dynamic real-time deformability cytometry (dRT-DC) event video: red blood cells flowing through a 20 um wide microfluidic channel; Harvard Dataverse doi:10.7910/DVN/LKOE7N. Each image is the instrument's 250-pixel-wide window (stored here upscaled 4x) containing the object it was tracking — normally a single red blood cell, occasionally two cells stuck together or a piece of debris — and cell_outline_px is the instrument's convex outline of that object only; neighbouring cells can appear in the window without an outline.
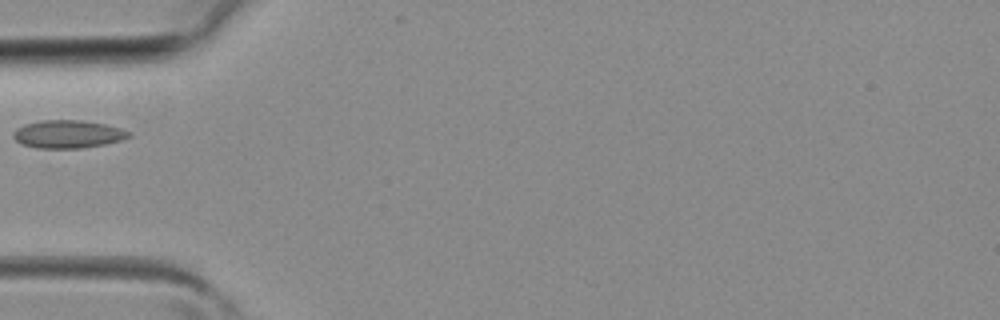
{"species": "common noctule bat (a hibernating species)", "species_latin": "Nyctalus noctula", "temperature_condition": "room temperature", "stored_images_in_passage": 4, "camera_frame_rate_fps": 3000, "um_per_image_px": 0.085, "animal": {"sex": "female", "body_mass_g": 19.3, "forearm_length_mm": 54.1}, "frame": {"image": 1, "passage_image": 4, "time_ms": 1.0, "image_size_px": [1000, 320], "cell_outline_px": [[132, 136], [120, 140], [104, 144], [80, 148], [36, 148], [24, 144], [16, 140], [12, 136], [12, 132], [16, 128], [24, 124], [40, 120], [80, 120], [104, 124], [120, 128], [132, 132]], "centroid_in_image_um": [5.76, 11.39], "position_along_channel_um": 79.2, "area_um2": 18.79}}